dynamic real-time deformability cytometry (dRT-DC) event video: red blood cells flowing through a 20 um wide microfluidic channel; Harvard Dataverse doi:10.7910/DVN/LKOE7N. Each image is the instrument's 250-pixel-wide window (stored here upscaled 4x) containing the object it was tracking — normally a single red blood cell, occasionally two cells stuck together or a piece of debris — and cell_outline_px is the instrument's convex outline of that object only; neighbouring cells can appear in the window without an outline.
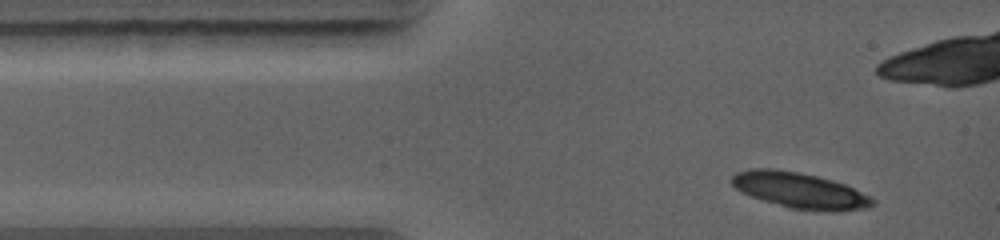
{"species": "common noctule bat (a hibernating species)", "species_latin": "Nyctalus noctula", "temperature_condition": "warm", "stored_images_in_passage": 2, "camera_frame_rate_fps": 5000, "um_per_image_px": 0.085, "animal": {"sex": "female", "body_mass_g": 19.0, "forearm_length_mm": 56.7}, "frame": {"image": 1, "passage_image": 1, "time_ms": 0.0, "image_size_px": [1000, 240], "cell_outline_px": [[876, 204], [868, 208], [836, 212], [832, 212], [792, 208], [764, 200], [740, 192], [728, 180], [736, 172], [752, 168], [776, 168], [816, 176], [832, 180], [844, 184], [872, 196], [876, 200]], "centroid_in_image_um": [68.01, 16.18], "position_along_channel_um": 17.0, "area_um2": 29.48}}